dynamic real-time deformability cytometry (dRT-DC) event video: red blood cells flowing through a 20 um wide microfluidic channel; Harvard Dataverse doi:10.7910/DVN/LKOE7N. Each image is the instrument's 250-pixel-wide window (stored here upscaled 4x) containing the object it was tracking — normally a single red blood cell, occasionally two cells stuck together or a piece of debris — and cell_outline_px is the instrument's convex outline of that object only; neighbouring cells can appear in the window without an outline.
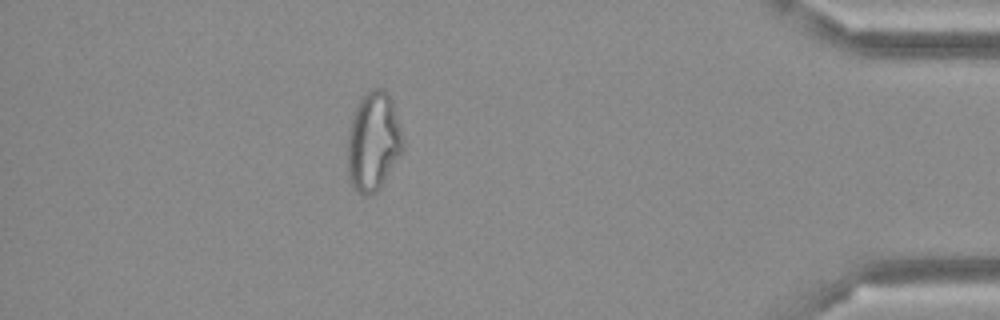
{"species": "Egyptian fruit bat (a non-hibernating species)", "species_latin": "Rousettus aegyptiacus", "temperature_condition": "cold", "stored_images_in_passage": 45, "camera_frame_rate_fps": 3000, "um_per_image_px": 0.085, "frame": {"image": 1, "passage_image": 39, "time_ms": 12.667, "image_size_px": [1000, 320], "cell_outline_px": [[404, 148], [380, 188], [376, 192], [368, 196], [364, 196], [356, 192], [352, 188], [348, 176], [348, 132], [352, 116], [364, 92], [372, 88], [384, 88], [388, 92], [392, 100], [404, 140]], "centroid_in_image_um": [31.73, 12.04], "position_along_channel_um": 403.5, "area_um2": 32.25}}